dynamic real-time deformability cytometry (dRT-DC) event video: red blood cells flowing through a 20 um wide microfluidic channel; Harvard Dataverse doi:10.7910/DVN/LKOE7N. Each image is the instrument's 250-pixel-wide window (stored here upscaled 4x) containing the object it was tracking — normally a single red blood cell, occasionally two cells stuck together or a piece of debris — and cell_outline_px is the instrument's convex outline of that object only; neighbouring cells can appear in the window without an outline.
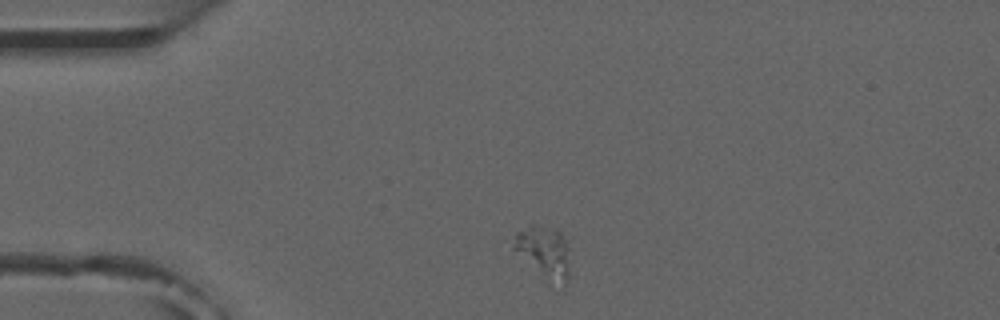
{"species": "common noctule bat (a hibernating species)", "species_latin": "Nyctalus noctula", "temperature_condition": "room temperature", "stored_images_in_passage": 1, "camera_frame_rate_fps": 3000, "um_per_image_px": 0.085, "animal": {"sex": "male", "forearm_length_mm": 52.5}, "frame": {"image": 1, "passage_image": 1, "time_ms": 0.0, "image_size_px": [1000, 320], "cell_outline_px": [[568, 280], [564, 284], [548, 280], [512, 248], [512, 244], [516, 232], [528, 224], [532, 224], [556, 228], [568, 240]], "centroid_in_image_um": [46.24, 21.33], "position_along_channel_um": 38.8, "area_um2": 16.82}}